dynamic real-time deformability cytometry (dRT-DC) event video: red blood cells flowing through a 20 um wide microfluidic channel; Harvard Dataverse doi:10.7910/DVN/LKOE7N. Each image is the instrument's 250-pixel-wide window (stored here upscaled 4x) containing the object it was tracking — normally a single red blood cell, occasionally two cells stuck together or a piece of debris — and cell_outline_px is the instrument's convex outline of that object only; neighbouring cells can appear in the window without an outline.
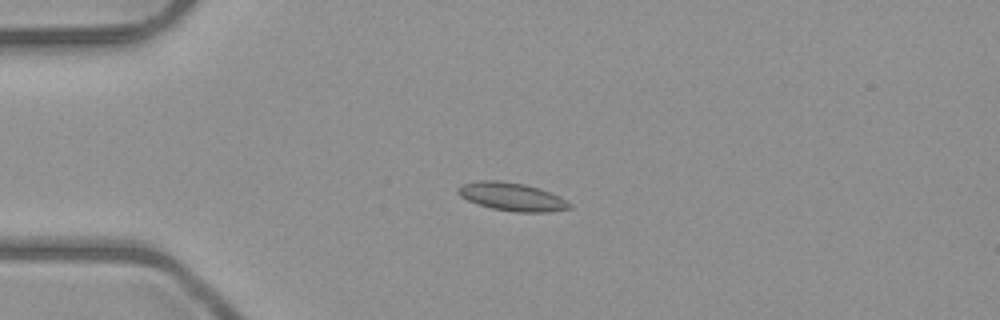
{"species": "common noctule bat (a hibernating species)", "species_latin": "Nyctalus noctula", "temperature_condition": "room temperature", "stored_images_in_passage": 4, "camera_frame_rate_fps": 3000, "um_per_image_px": 0.085, "animal": {"sex": "male", "body_mass_g": 23.1, "forearm_length_mm": 52.7}, "frame": {"image": 1, "passage_image": 3, "time_ms": 2.333, "image_size_px": [1000, 320], "cell_outline_px": [[572, 208], [544, 212], [516, 212], [492, 208], [468, 200], [460, 196], [456, 192], [456, 188], [460, 184], [480, 180], [496, 180], [524, 184], [560, 196], [572, 204]], "centroid_in_image_um": [43.48, 16.71], "position_along_channel_um": 41.5, "area_um2": 18.15}}